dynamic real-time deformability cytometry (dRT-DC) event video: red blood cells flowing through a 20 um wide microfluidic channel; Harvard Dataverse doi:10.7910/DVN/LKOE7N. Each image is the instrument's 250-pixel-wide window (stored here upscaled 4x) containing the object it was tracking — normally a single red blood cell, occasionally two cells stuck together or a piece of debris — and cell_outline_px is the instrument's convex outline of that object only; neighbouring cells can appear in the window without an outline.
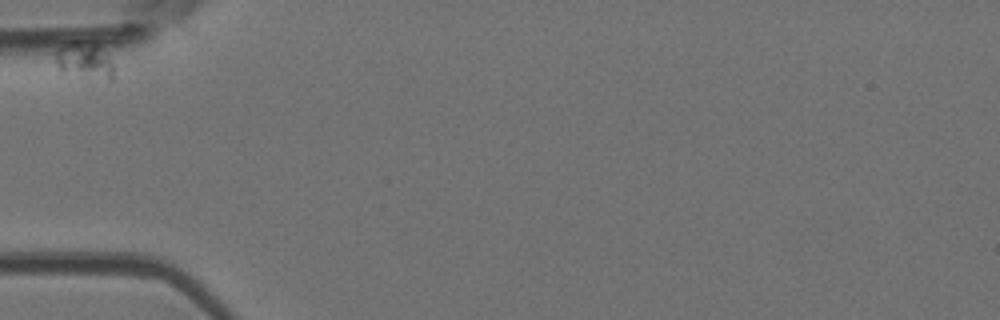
{"species": "Egyptian fruit bat (a non-hibernating species)", "species_latin": "Rousettus aegyptiacus", "temperature_condition": "room temperature", "stored_images_in_passage": 8, "camera_frame_rate_fps": 3000, "um_per_image_px": 0.085, "animal": {"sex": "female"}, "frame": {"image": 1, "passage_image": 1, "time_ms": 0.0, "image_size_px": [1000, 320], "cell_outline_px": [[112, 80], [108, 80], [60, 72], [56, 64], [56, 48], [72, 40], [80, 40], [100, 44], [112, 64]], "centroid_in_image_um": [7.14, 5.09], "position_along_channel_um": 77.9, "area_um2": 12.48}}
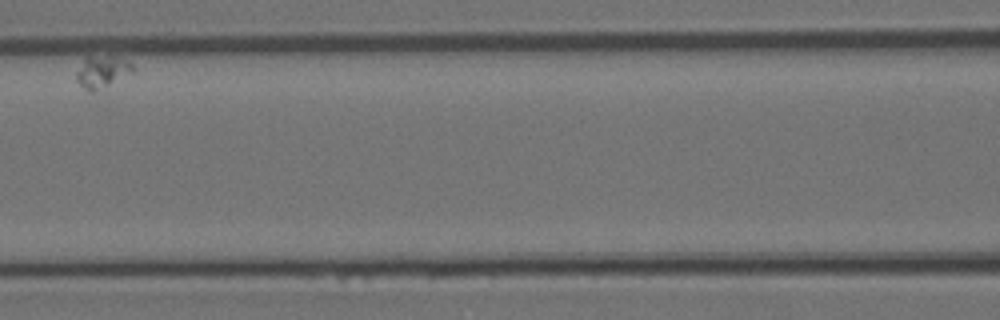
{"frame": {"image": 2, "passage_image": 5, "time_ms": 4.667, "image_size_px": [1000, 320], "cell_outline_px": [[132, 72], [92, 92], [84, 88], [76, 80], [76, 72], [84, 56], [112, 56], [132, 64]], "centroid_in_image_um": [8.59, 6.07], "position_along_channel_um": 158.0, "area_um2": 10.06}}